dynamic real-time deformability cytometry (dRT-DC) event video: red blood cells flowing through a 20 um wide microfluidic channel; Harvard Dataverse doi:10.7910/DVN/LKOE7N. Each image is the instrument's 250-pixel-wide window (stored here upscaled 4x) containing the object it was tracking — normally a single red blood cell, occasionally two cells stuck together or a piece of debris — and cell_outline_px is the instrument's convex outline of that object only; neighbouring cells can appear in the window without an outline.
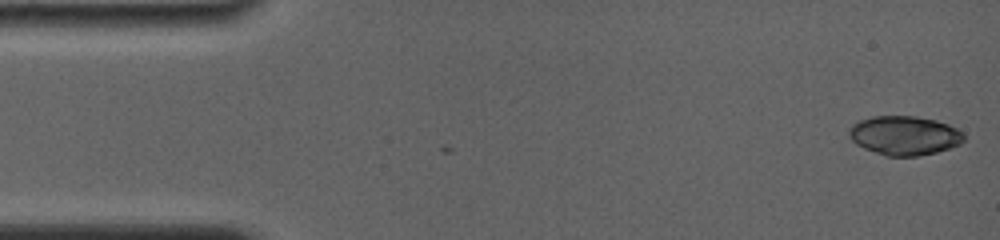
{"species": "common noctule bat (a hibernating species)", "species_latin": "Nyctalus noctula", "temperature_condition": "room temperature", "stored_images_in_passage": 3, "camera_frame_rate_fps": 4000, "um_per_image_px": 0.085, "animal": {"sex": "female", "body_mass_g": 19.0, "forearm_length_mm": 56.7}, "frame": {"image": 1, "passage_image": 1, "time_ms": 0.0, "image_size_px": [1000, 240], "cell_outline_px": [[964, 140], [960, 144], [936, 152], [916, 156], [888, 156], [864, 148], [856, 144], [848, 136], [848, 128], [852, 124], [860, 120], [872, 116], [916, 116], [936, 120], [948, 124], [964, 132]], "centroid_in_image_um": [76.86, 11.5], "position_along_channel_um": 8.1, "area_um2": 26.24}}